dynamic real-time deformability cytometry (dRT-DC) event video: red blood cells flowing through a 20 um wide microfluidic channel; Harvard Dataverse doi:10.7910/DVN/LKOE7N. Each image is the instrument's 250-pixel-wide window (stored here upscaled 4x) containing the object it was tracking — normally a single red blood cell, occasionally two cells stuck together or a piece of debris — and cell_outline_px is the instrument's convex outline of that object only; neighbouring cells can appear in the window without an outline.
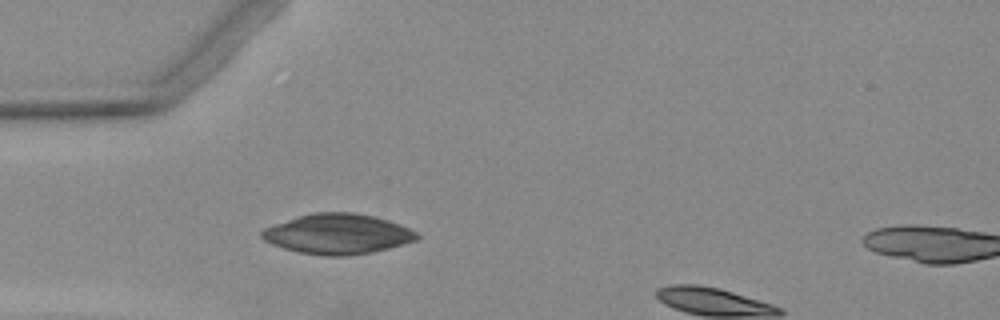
{"species": "Egyptian fruit bat (a non-hibernating species)", "species_latin": "Rousettus aegyptiacus", "temperature_condition": "warm", "stored_images_in_passage": 5, "camera_frame_rate_fps": 3000, "um_per_image_px": 0.085, "animal": {"sex": "female"}, "frame": {"image": 1, "passage_image": 4, "time_ms": 4.333, "image_size_px": [1000, 320], "cell_outline_px": [[420, 236], [416, 240], [388, 248], [372, 252], [344, 256], [324, 256], [300, 252], [284, 248], [272, 244], [264, 240], [260, 236], [260, 232], [264, 228], [296, 216], [316, 212], [356, 212], [376, 216], [400, 224], [416, 232]], "centroid_in_image_um": [28.69, 19.87], "position_along_channel_um": 56.3, "area_um2": 36.3}}